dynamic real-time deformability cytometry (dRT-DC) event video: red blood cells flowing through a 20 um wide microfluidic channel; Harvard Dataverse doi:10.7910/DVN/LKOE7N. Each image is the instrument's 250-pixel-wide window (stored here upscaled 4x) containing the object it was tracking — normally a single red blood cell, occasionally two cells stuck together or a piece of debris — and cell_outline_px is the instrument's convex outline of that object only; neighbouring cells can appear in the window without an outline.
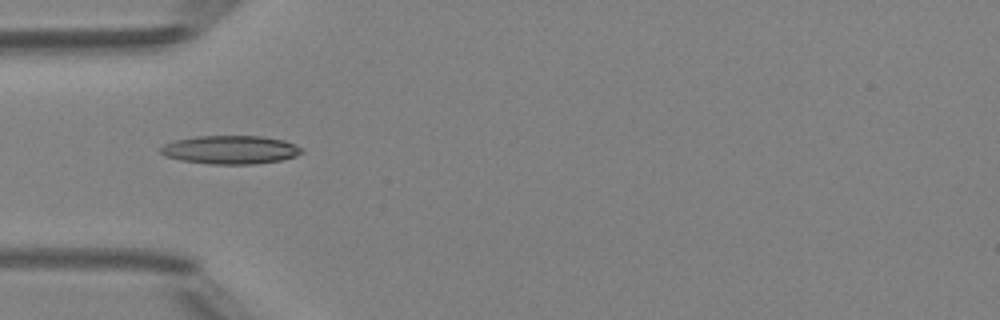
{"species": "Egyptian fruit bat (a non-hibernating species)", "species_latin": "Rousettus aegyptiacus", "temperature_condition": "room temperature", "stored_images_in_passage": 7, "camera_frame_rate_fps": 3000, "um_per_image_px": 0.085, "animal": {"sex": "female"}, "frame": {"image": 1, "passage_image": 4, "time_ms": 4.333, "image_size_px": [1000, 320], "cell_outline_px": [[304, 152], [296, 156], [280, 160], [252, 164], [212, 164], [180, 160], [164, 156], [160, 152], [160, 148], [164, 144], [176, 140], [196, 136], [260, 136], [284, 140], [304, 148]], "centroid_in_image_um": [19.59, 12.73], "position_along_channel_um": 65.4, "area_um2": 23.41}}
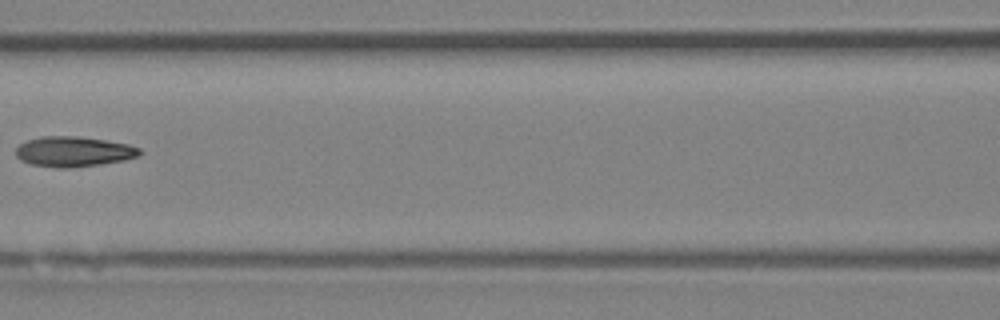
{"frame": {"image": 2, "passage_image": 6, "time_ms": 6.667, "image_size_px": [1000, 320], "cell_outline_px": [[140, 156], [124, 160], [100, 164], [68, 168], [56, 168], [28, 164], [20, 160], [16, 156], [16, 148], [20, 144], [28, 140], [40, 136], [76, 136], [104, 140], [128, 144], [140, 148]], "centroid_in_image_um": [6.22, 12.89], "position_along_channel_um": 160.4, "area_um2": 21.85}}
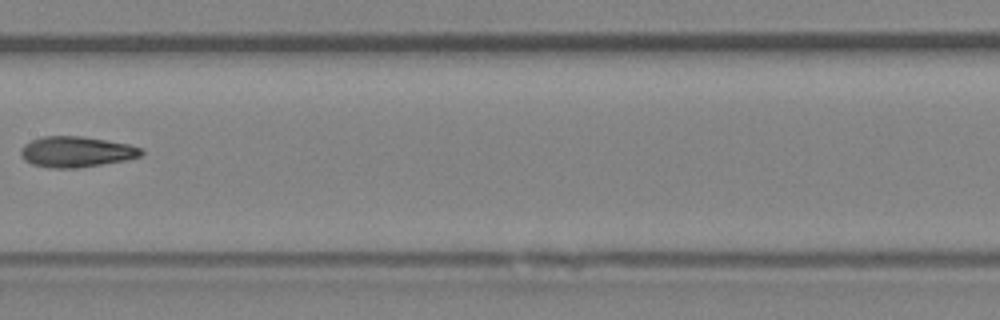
{"frame": {"image": 3, "passage_image": 7, "time_ms": 7.667, "image_size_px": [1000, 320], "cell_outline_px": [[144, 152], [140, 156], [124, 160], [76, 168], [52, 168], [32, 164], [24, 160], [20, 156], [20, 148], [24, 144], [32, 140], [44, 136], [84, 136], [128, 144], [140, 148]], "centroid_in_image_um": [6.43, 12.89], "position_along_channel_um": 201.0, "area_um2": 21.44}}